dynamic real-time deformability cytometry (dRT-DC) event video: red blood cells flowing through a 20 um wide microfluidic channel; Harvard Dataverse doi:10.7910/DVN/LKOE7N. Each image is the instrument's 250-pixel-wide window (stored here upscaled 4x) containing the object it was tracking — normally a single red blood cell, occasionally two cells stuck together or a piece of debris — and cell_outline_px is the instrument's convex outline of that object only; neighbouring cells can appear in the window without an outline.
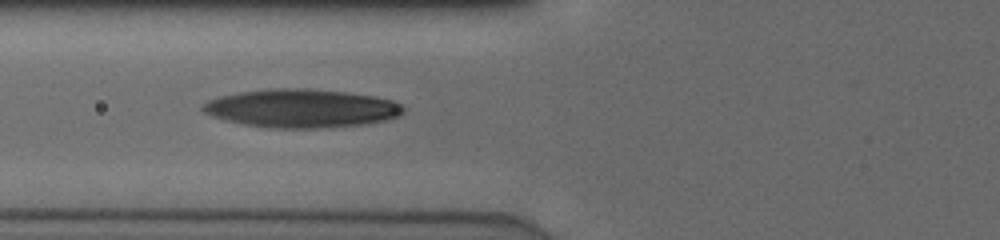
{"species": "human", "species_latin": "Homo sapiens", "temperature_condition": "cold", "stored_images_in_passage": 33, "camera_frame_rate_fps": 3000, "um_per_image_px": 0.085, "donor": {"sex": "male"}, "frame": {"image": 1, "passage_image": 8, "time_ms": 2.333, "image_size_px": [1000, 240], "cell_outline_px": [[404, 112], [400, 116], [388, 120], [368, 124], [320, 128], [268, 128], [244, 124], [212, 116], [204, 112], [200, 108], [208, 100], [220, 96], [240, 92], [268, 88], [308, 88], [344, 92], [372, 96], [392, 100], [400, 104], [404, 108]], "centroid_in_image_um": [25.65, 9.21], "position_along_channel_um": 100.2, "area_um2": 45.03}}
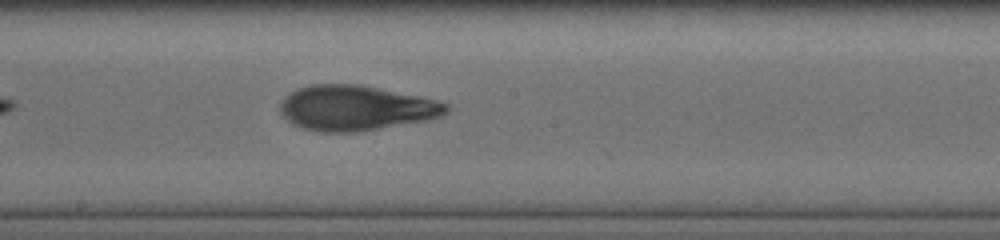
{"frame": {"image": 2, "passage_image": 16, "time_ms": 5.0, "image_size_px": [1000, 240], "cell_outline_px": [[448, 112], [440, 116], [428, 120], [360, 132], [320, 132], [300, 128], [292, 124], [280, 112], [280, 104], [292, 92], [300, 88], [312, 84], [360, 84], [436, 100], [448, 104]], "centroid_in_image_um": [30.25, 9.19], "position_along_channel_um": 217.9, "area_um2": 43.52}}
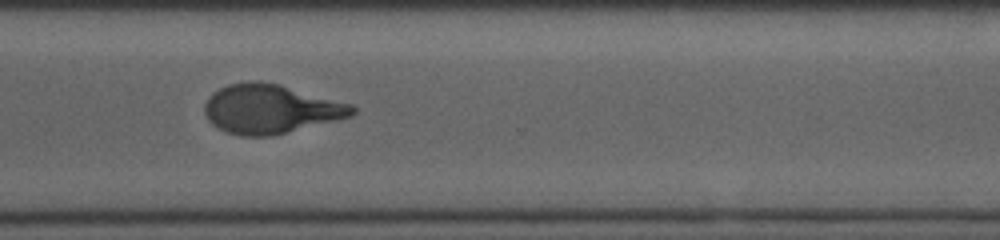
{"frame": {"image": 3, "passage_image": 25, "time_ms": 8.0, "image_size_px": [1000, 240], "cell_outline_px": [[356, 112], [352, 116], [268, 136], [240, 136], [224, 132], [212, 124], [208, 120], [204, 112], [204, 104], [212, 92], [228, 84], [248, 80], [260, 80], [280, 84], [352, 104], [356, 108]], "centroid_in_image_um": [22.95, 9.24], "position_along_channel_um": 347.6, "area_um2": 42.31}, "authors_computed_cell_mechanics": {"area_um2": 43.1188, "velocity_mm_per_s": 3.9242, "shape_relaxation_time_tau1_ms": 4.1623, "shape_relaxation_time_tau2_ms": 1.6248, "deformation_change_tau1": 0.228, "deformation_change_tau2": 0.0888}}